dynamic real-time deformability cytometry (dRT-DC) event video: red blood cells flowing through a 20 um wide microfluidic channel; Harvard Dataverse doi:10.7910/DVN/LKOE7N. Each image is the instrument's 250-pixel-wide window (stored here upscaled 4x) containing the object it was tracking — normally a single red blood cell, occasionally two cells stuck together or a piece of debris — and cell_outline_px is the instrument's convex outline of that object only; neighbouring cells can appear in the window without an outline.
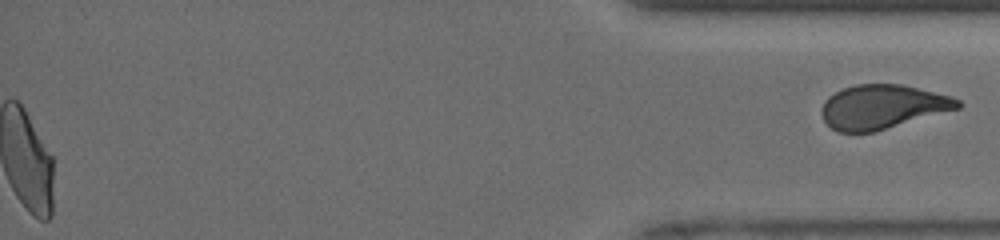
{"species": "human", "species_latin": "Homo sapiens", "temperature_condition": "room temperature", "stored_images_in_passage": 40, "segment_of_instrument_passage": [2, 2], "camera_frame_rate_fps": 3000, "um_per_image_px": 0.085, "donor": {"sex": "male"}, "frame": {"image": 1, "passage_image": 40, "time_ms": 14.333, "image_size_px": [1000, 240], "cell_outline_px": [[964, 104], [960, 108], [872, 132], [836, 132], [824, 120], [820, 112], [824, 100], [828, 96], [844, 88], [856, 84], [900, 84], [952, 96], [960, 100]], "centroid_in_image_um": [75.0, 9.07], "position_along_channel_um": 360.2, "area_um2": 34.85}}